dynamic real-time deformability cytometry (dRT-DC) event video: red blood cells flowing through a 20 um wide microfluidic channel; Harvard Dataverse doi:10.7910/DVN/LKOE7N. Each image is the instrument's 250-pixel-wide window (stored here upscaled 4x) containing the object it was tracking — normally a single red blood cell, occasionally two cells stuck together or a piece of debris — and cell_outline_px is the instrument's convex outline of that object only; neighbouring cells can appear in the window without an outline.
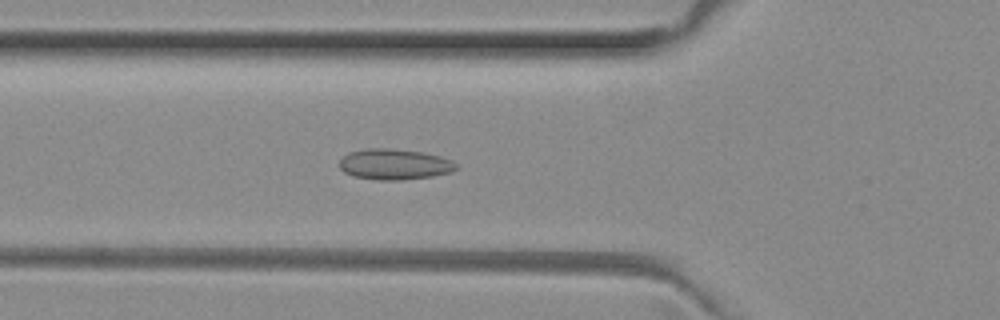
{"species": "common noctule bat (a hibernating species)", "species_latin": "Nyctalus noctula", "temperature_condition": "room temperature", "stored_images_in_passage": 46, "camera_frame_rate_fps": 3000, "um_per_image_px": 0.085, "animal": {"sex": "female", "body_mass_g": 29.2, "forearm_length_mm": 56.3}, "frame": {"image": 1, "passage_image": 18, "time_ms": 5.667, "image_size_px": [1000, 320], "cell_outline_px": [[456, 168], [452, 172], [432, 176], [400, 180], [376, 180], [352, 176], [344, 172], [340, 168], [340, 160], [348, 152], [368, 148], [388, 148], [424, 152], [440, 156], [452, 160], [456, 164]], "centroid_in_image_um": [33.52, 13.96], "position_along_channel_um": 92.3, "area_um2": 20.98}}
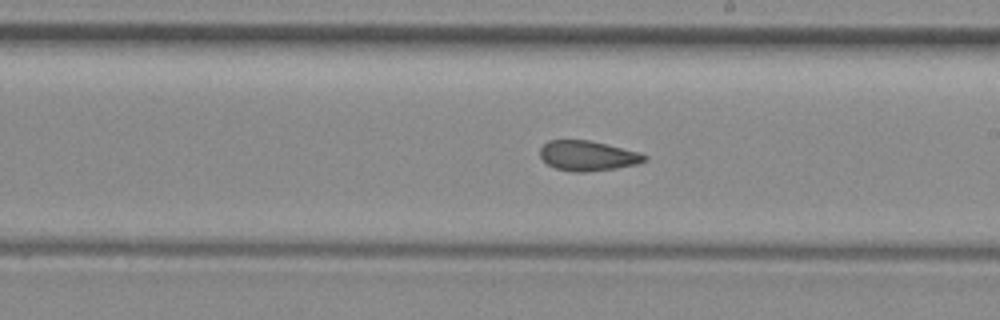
{"frame": {"image": 2, "passage_image": 29, "time_ms": 9.333, "image_size_px": [1000, 320], "cell_outline_px": [[648, 160], [640, 164], [616, 168], [588, 172], [572, 172], [556, 168], [548, 164], [540, 156], [540, 148], [548, 140], [588, 140], [636, 152], [648, 156]], "centroid_in_image_um": [49.95, 13.25], "position_along_channel_um": 239.0, "area_um2": 18.15}}
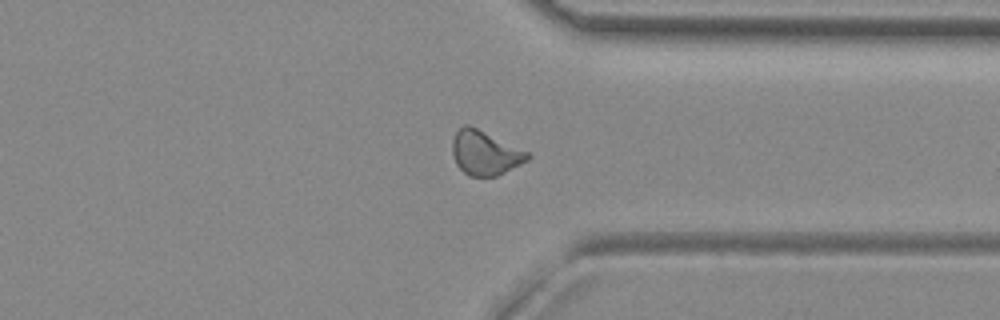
{"frame": {"image": 3, "passage_image": 39, "time_ms": 12.667, "image_size_px": [1000, 320], "cell_outline_px": [[532, 156], [528, 160], [496, 176], [468, 176], [456, 164], [452, 152], [452, 140], [456, 132], [464, 124], [468, 124], [528, 152]], "centroid_in_image_um": [41.2, 13.0], "position_along_channel_um": 370.2, "area_um2": 19.13}}